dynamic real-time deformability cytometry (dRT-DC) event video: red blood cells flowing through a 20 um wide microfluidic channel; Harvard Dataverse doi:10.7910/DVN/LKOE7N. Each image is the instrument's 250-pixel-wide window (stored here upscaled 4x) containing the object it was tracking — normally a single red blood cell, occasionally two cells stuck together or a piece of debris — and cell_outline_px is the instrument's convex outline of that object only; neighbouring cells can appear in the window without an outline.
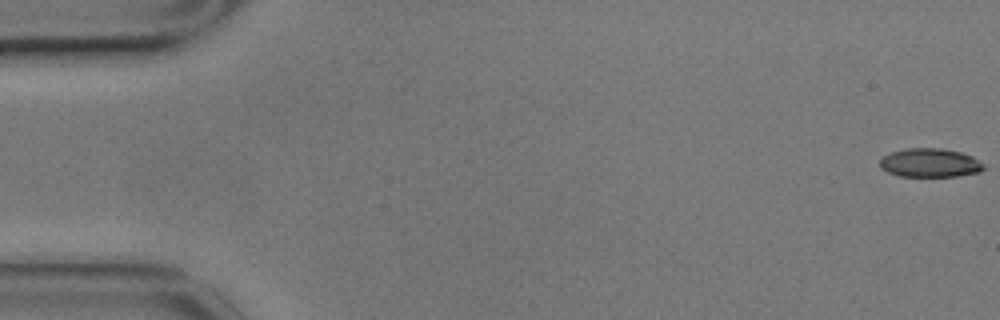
{"species": "common noctule bat (a hibernating species)", "species_latin": "Nyctalus noctula", "temperature_condition": "cold", "stored_images_in_passage": 58, "camera_frame_rate_fps": 3000, "um_per_image_px": 0.085, "animal": {"sex": "male", "body_mass_g": 17.9}, "frame": {"image": 1, "passage_image": 1, "time_ms": 0.0, "image_size_px": [1000, 320], "cell_outline_px": [[984, 168], [980, 172], [956, 176], [900, 176], [888, 172], [880, 168], [880, 160], [884, 156], [892, 152], [908, 148], [944, 148], [960, 152], [972, 156], [984, 164]], "centroid_in_image_um": [79.06, 13.84], "position_along_channel_um": 5.9, "area_um2": 17.34}}
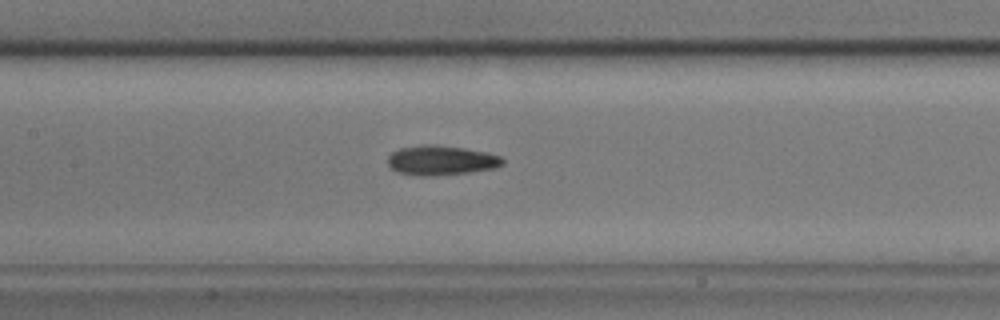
{"frame": {"image": 2, "passage_image": 27, "time_ms": 8.667, "image_size_px": [1000, 320], "cell_outline_px": [[504, 164], [496, 168], [468, 172], [432, 176], [420, 176], [396, 172], [388, 164], [388, 156], [392, 152], [400, 148], [420, 144], [436, 144], [464, 148], [488, 152], [500, 156], [504, 160]], "centroid_in_image_um": [37.49, 13.62], "position_along_channel_um": 169.9, "area_um2": 20.06}}
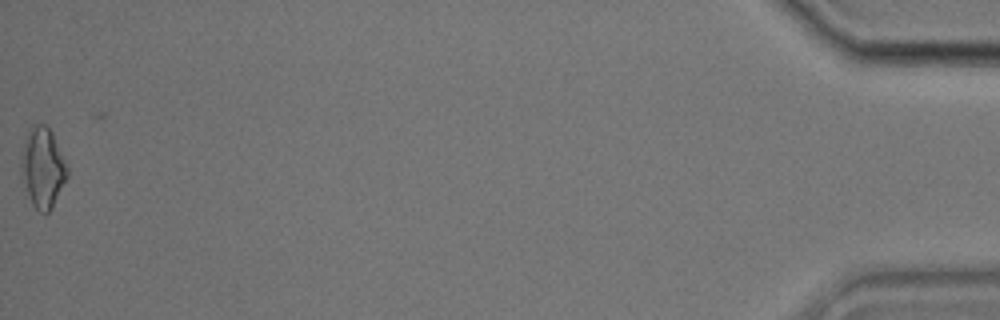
{"frame": {"image": 3, "passage_image": 58, "time_ms": 19.0, "image_size_px": [1000, 320], "cell_outline_px": [[68, 176], [52, 208], [44, 216], [32, 204], [20, 172], [20, 160], [24, 140], [32, 124], [44, 124], [52, 132], [68, 168]], "centroid_in_image_um": [3.62, 14.26], "position_along_channel_um": 431.6, "area_um2": 21.5}, "authors_computed_cell_mechanics": {"area_um2": 18.6694, "velocity_mm_per_s": 3.4889, "shape_relaxation_time_tau1_ms": null, "shape_relaxation_time_tau2_ms": 4.8873, "deformation_change_tau1": null, "deformation_change_tau2": 0.1321}}